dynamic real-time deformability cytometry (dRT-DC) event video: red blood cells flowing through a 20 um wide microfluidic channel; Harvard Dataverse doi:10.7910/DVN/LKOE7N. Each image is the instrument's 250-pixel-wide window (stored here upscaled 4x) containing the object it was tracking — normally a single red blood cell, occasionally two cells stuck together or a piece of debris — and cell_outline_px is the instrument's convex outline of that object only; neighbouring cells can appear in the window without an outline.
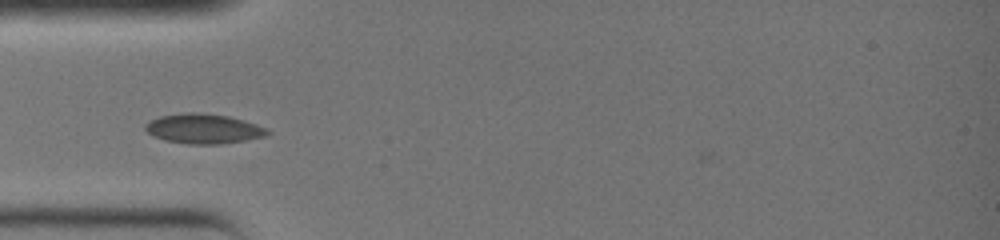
{"species": "common noctule bat (a hibernating species)", "species_latin": "Nyctalus noctula", "temperature_condition": "warm", "stored_images_in_passage": 26, "camera_frame_rate_fps": 3000, "um_per_image_px": 0.085, "animal": {"sex": "female", "body_mass_g": 19.0, "forearm_length_mm": 51.5}, "frame": {"image": 1, "passage_image": 3, "time_ms": 0.667, "image_size_px": [1000, 240], "cell_outline_px": [[272, 132], [264, 136], [244, 140], [220, 144], [188, 144], [164, 140], [152, 136], [144, 128], [144, 124], [160, 116], [192, 112], [228, 116], [244, 120], [268, 128]], "centroid_in_image_um": [17.3, 10.95], "position_along_channel_um": 67.7, "area_um2": 21.04}}
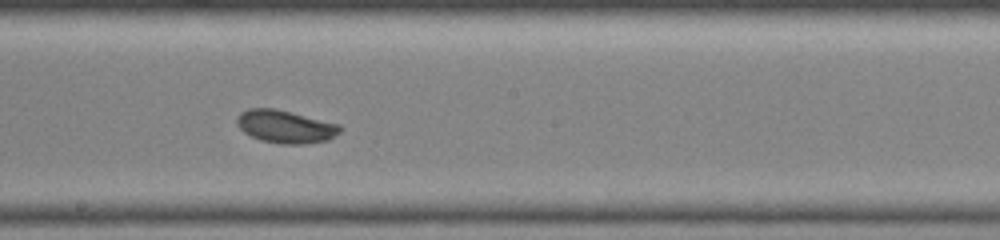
{"frame": {"image": 2, "passage_image": 12, "time_ms": 3.667, "image_size_px": [1000, 240], "cell_outline_px": [[344, 128], [340, 132], [328, 140], [308, 144], [280, 144], [260, 140], [244, 132], [236, 124], [236, 120], [240, 112], [248, 108], [272, 108], [340, 124]], "centroid_in_image_um": [24.27, 10.77], "position_along_channel_um": 223.9, "area_um2": 19.77}}
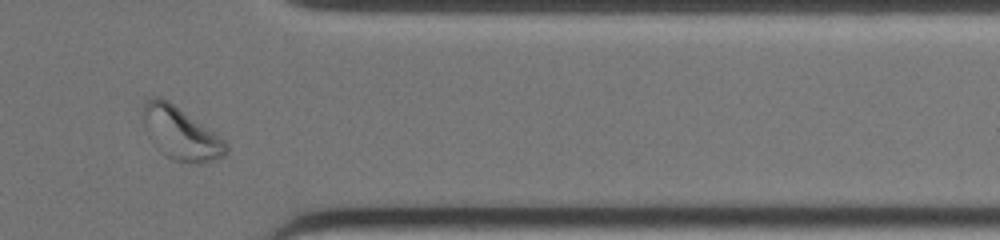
{"frame": {"image": 3, "passage_image": 22, "time_ms": 7.0, "image_size_px": [1000, 240], "cell_outline_px": [[228, 152], [224, 156], [216, 160], [200, 164], [192, 164], [176, 160], [164, 156], [152, 144], [144, 124], [140, 112], [144, 104], [152, 96], [160, 96], [168, 100], [220, 136], [228, 144]], "centroid_in_image_um": [15.35, 11.35], "position_along_channel_um": 396.1, "area_um2": 25.84}}